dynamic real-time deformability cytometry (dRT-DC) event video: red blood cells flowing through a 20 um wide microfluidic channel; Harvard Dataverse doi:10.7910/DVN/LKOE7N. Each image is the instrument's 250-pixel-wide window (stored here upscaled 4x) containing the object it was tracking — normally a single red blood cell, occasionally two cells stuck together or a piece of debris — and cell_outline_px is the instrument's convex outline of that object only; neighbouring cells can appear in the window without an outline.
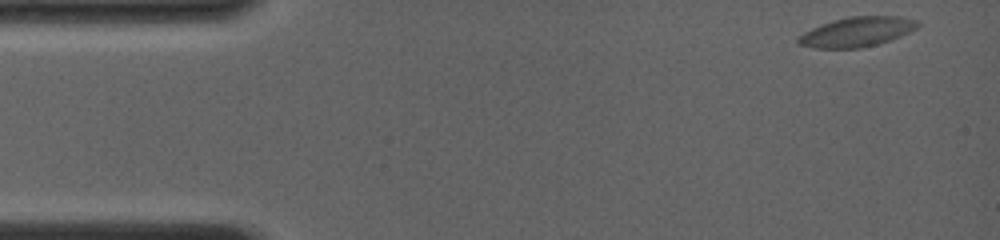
{"species": "common noctule bat (a hibernating species)", "species_latin": "Nyctalus noctula", "temperature_condition": "room temperature", "stored_images_in_passage": 43, "camera_frame_rate_fps": 4000, "um_per_image_px": 0.085, "animal": {"sex": "female", "body_mass_g": 19.0, "forearm_length_mm": 56.7}, "frame": {"image": 1, "passage_image": 1, "time_ms": 0.0, "image_size_px": [1000, 240], "cell_outline_px": [[920, 24], [916, 28], [900, 36], [876, 44], [860, 48], [816, 48], [796, 44], [796, 36], [812, 28], [848, 16], [900, 16], [920, 20]], "centroid_in_image_um": [72.83, 2.7], "position_along_channel_um": 12.2, "area_um2": 20.58}}
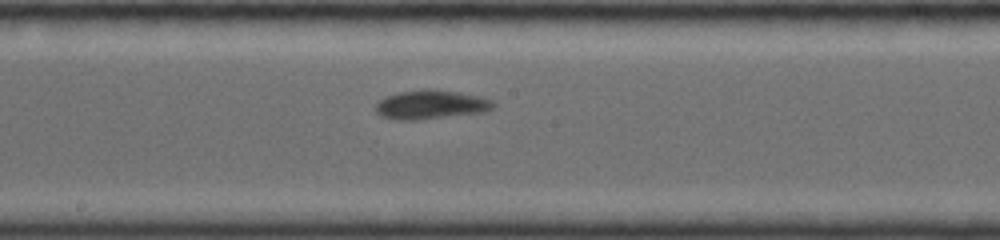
{"frame": {"image": 2, "passage_image": 20, "time_ms": 7.75, "image_size_px": [1000, 240], "cell_outline_px": [[496, 104], [492, 108], [484, 112], [420, 120], [396, 120], [380, 116], [376, 112], [376, 104], [384, 96], [400, 92], [428, 88], [456, 92], [476, 96], [492, 100]], "centroid_in_image_um": [36.59, 8.9], "position_along_channel_um": 211.6, "area_um2": 19.88}}
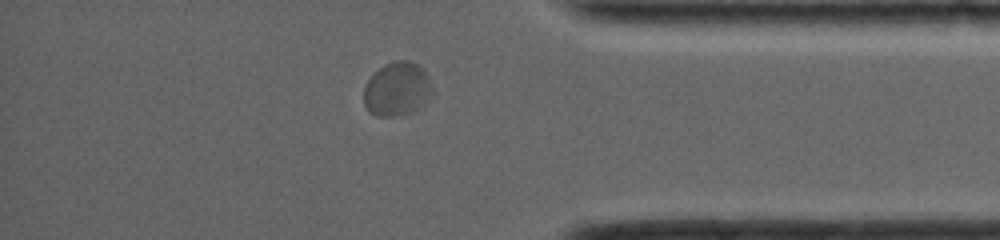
{"frame": {"image": 3, "passage_image": 37, "time_ms": 12.75, "image_size_px": [1000, 240], "cell_outline_px": [[432, 96], [416, 112], [396, 116], [376, 116], [368, 112], [364, 104], [364, 88], [368, 80], [384, 64], [396, 60], [408, 60], [416, 64], [424, 72], [432, 84]], "centroid_in_image_um": [33.76, 7.61], "position_along_channel_um": 401.4, "area_um2": 21.62}, "authors_computed_cell_mechanics": {"area_um2": 19.8832, "velocity_mm_per_s": 3.9212, "shape_relaxation_time_tau1_ms": 6.5172, "shape_relaxation_time_tau2_ms": null, "deformation_change_tau1": 0.1677, "deformation_change_tau2": null}}